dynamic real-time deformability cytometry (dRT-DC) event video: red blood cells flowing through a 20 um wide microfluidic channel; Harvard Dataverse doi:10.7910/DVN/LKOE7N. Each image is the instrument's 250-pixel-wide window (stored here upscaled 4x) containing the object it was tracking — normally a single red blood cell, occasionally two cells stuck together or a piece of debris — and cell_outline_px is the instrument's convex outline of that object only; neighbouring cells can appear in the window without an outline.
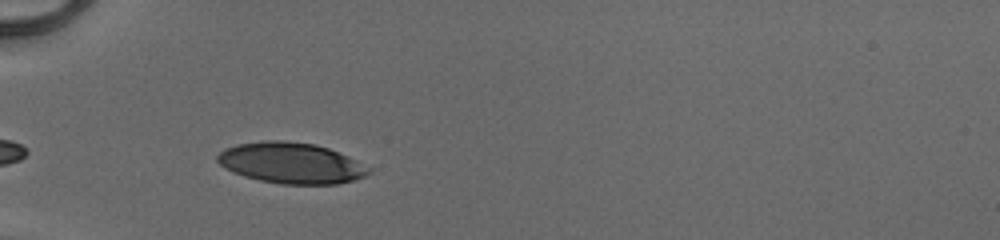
{"species": "human", "species_latin": "Homo sapiens", "temperature_condition": "cold", "stored_images_in_passage": 30, "camera_frame_rate_fps": 3000, "um_per_image_px": 0.085, "donor": {"sex": "male"}, "frame": {"image": 1, "passage_image": 3, "time_ms": 0.667, "image_size_px": [1000, 240], "cell_outline_px": [[372, 172], [364, 176], [352, 180], [336, 184], [284, 184], [260, 180], [244, 176], [232, 172], [224, 168], [216, 160], [216, 156], [224, 148], [236, 144], [264, 140], [284, 140], [316, 144], [328, 148], [348, 156], [372, 168]], "centroid_in_image_um": [24.73, 13.84], "position_along_channel_um": 60.3, "area_um2": 36.24}}
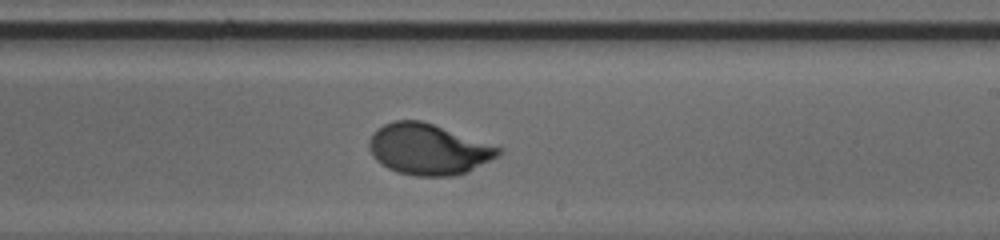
{"frame": {"image": 2, "passage_image": 18, "time_ms": 5.667, "image_size_px": [1000, 240], "cell_outline_px": [[504, 152], [468, 172], [452, 176], [416, 176], [396, 172], [388, 168], [376, 160], [372, 156], [368, 148], [368, 140], [372, 132], [376, 128], [392, 120], [420, 120], [504, 148]], "centroid_in_image_um": [36.38, 12.69], "position_along_channel_um": 252.6, "area_um2": 38.55}}
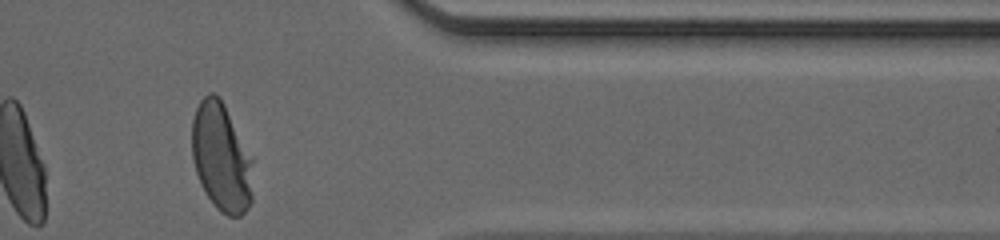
{"frame": {"image": 3, "passage_image": 29, "time_ms": 9.333, "image_size_px": [1000, 240], "cell_outline_px": [[252, 200], [248, 208], [240, 216], [228, 216], [220, 212], [216, 208], [204, 192], [200, 184], [192, 160], [192, 120], [196, 108], [200, 100], [208, 92], [212, 92], [220, 96], [252, 156]], "centroid_in_image_um": [18.81, 13.37], "position_along_channel_um": 392.6, "area_um2": 38.96}, "authors_computed_cell_mechanics": {"area_um2": 37.8879, "velocity_mm_per_s": 4.112, "shape_relaxation_time_tau1_ms": 2.9403, "shape_relaxation_time_tau2_ms": null, "deformation_change_tau1": 0.1814, "deformation_change_tau2": null}}